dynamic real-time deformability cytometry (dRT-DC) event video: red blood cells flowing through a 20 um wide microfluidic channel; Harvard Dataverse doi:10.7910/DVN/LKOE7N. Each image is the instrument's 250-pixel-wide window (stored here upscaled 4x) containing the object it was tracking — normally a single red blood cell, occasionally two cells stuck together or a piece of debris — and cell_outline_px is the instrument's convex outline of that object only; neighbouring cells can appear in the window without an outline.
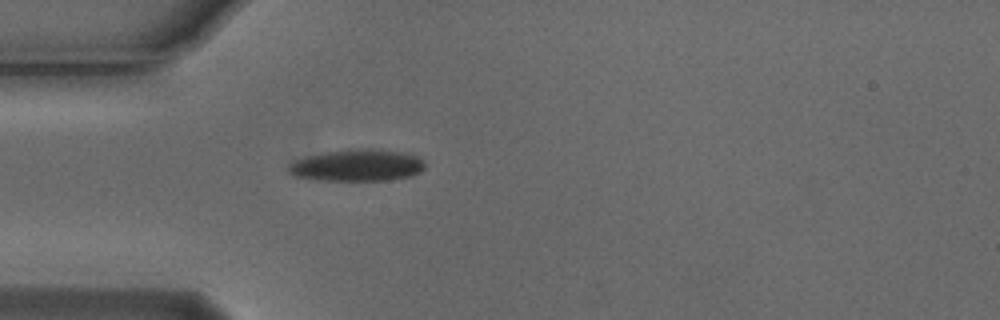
{"species": "Egyptian fruit bat (a non-hibernating species)", "species_latin": "Rousettus aegyptiacus", "temperature_condition": "cold", "stored_images_in_passage": 4, "camera_frame_rate_fps": 3000, "um_per_image_px": 0.085, "animal": {"sex": "male"}, "frame": {"image": 1, "passage_image": 4, "time_ms": 1.0, "image_size_px": [1000, 320], "cell_outline_px": [[424, 168], [420, 172], [412, 176], [388, 180], [316, 180], [292, 176], [288, 172], [288, 164], [296, 160], [308, 156], [324, 152], [348, 148], [372, 148], [404, 152], [416, 156], [424, 160]], "centroid_in_image_um": [30.35, 14.04], "position_along_channel_um": 54.7, "area_um2": 25.66}}